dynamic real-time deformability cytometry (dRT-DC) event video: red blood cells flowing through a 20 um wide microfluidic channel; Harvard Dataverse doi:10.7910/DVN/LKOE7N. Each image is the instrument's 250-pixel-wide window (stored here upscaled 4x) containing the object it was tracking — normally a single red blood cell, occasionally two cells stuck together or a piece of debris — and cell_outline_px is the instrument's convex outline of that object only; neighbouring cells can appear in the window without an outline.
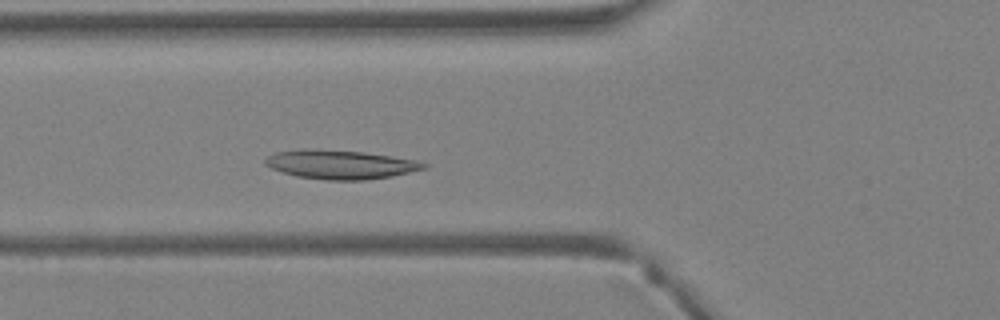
{"species": "Egyptian fruit bat (a non-hibernating species)", "species_latin": "Rousettus aegyptiacus", "temperature_condition": "warm", "stored_images_in_passage": 41, "camera_frame_rate_fps": 3000, "um_per_image_px": 0.085, "animal": {"sex": "female"}, "frame": {"image": 1, "passage_image": 15, "time_ms": 4.667, "image_size_px": [1000, 320], "cell_outline_px": [[428, 168], [392, 176], [364, 180], [328, 180], [296, 176], [272, 168], [264, 164], [264, 160], [268, 156], [276, 152], [304, 148], [312, 148], [364, 152], [392, 156], [416, 160], [428, 164]], "centroid_in_image_um": [28.95, 13.97], "position_along_channel_um": 96.9, "area_um2": 26.82}}
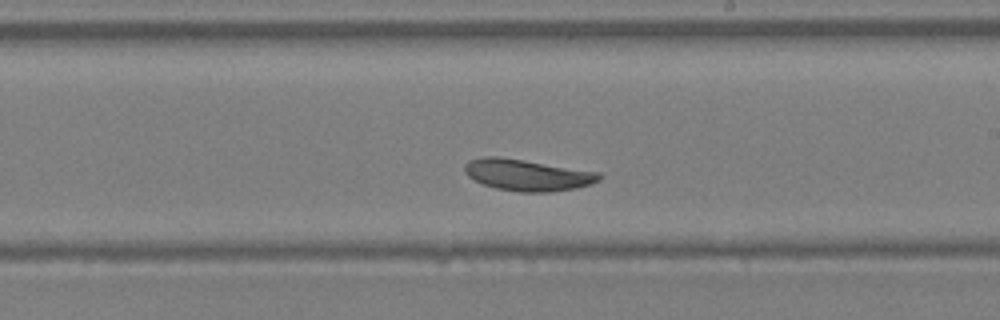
{"frame": {"image": 2, "passage_image": 24, "time_ms": 7.667, "image_size_px": [1000, 320], "cell_outline_px": [[600, 180], [592, 184], [576, 188], [548, 192], [520, 192], [496, 188], [484, 184], [468, 176], [464, 172], [464, 164], [468, 160], [484, 156], [500, 156], [600, 172]], "centroid_in_image_um": [44.81, 14.86], "position_along_channel_um": 244.2, "area_um2": 24.74}}
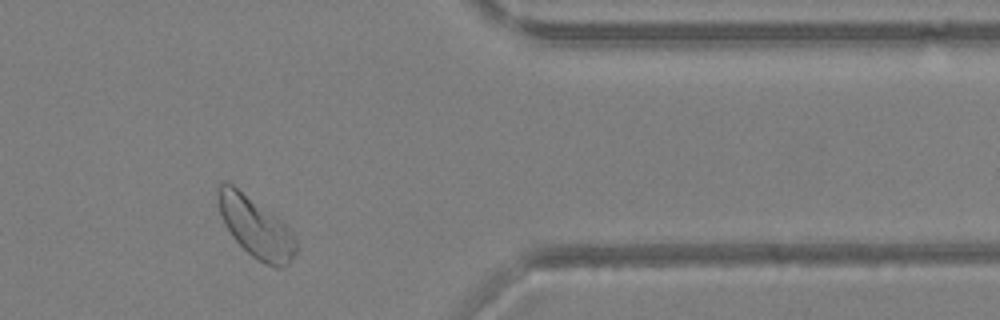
{"frame": {"image": 3, "passage_image": 34, "time_ms": 11.0, "image_size_px": [1000, 320], "cell_outline_px": [[300, 248], [288, 264], [284, 268], [276, 268], [252, 256], [232, 236], [224, 224], [220, 216], [216, 196], [216, 188], [220, 180], [228, 180], [276, 216], [292, 232]], "centroid_in_image_um": [21.71, 19.26], "position_along_channel_um": 389.7, "area_um2": 27.8}, "authors_computed_cell_mechanics": {"area_um2": 27.6284, "velocity_mm_per_s": 4.9192, "shape_relaxation_time_tau1_ms": 3.4384, "shape_relaxation_time_tau2_ms": null, "deformation_change_tau1": 0.1, "deformation_change_tau2": null}}